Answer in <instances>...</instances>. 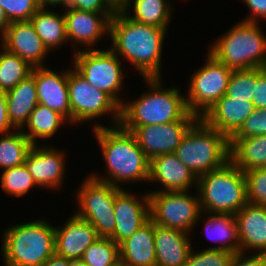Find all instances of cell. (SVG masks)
I'll return each mask as SVG.
<instances>
[{
  "label": "cell",
  "instance_id": "16",
  "mask_svg": "<svg viewBox=\"0 0 266 266\" xmlns=\"http://www.w3.org/2000/svg\"><path fill=\"white\" fill-rule=\"evenodd\" d=\"M33 145L25 158V166L38 187L59 189L65 175L64 151L53 146Z\"/></svg>",
  "mask_w": 266,
  "mask_h": 266
},
{
  "label": "cell",
  "instance_id": "38",
  "mask_svg": "<svg viewBox=\"0 0 266 266\" xmlns=\"http://www.w3.org/2000/svg\"><path fill=\"white\" fill-rule=\"evenodd\" d=\"M0 7L10 23L31 20L40 9L38 0H0Z\"/></svg>",
  "mask_w": 266,
  "mask_h": 266
},
{
  "label": "cell",
  "instance_id": "42",
  "mask_svg": "<svg viewBox=\"0 0 266 266\" xmlns=\"http://www.w3.org/2000/svg\"><path fill=\"white\" fill-rule=\"evenodd\" d=\"M229 266H266V255L252 254L247 257L245 253H235Z\"/></svg>",
  "mask_w": 266,
  "mask_h": 266
},
{
  "label": "cell",
  "instance_id": "26",
  "mask_svg": "<svg viewBox=\"0 0 266 266\" xmlns=\"http://www.w3.org/2000/svg\"><path fill=\"white\" fill-rule=\"evenodd\" d=\"M230 160L243 172L266 167V135L230 139Z\"/></svg>",
  "mask_w": 266,
  "mask_h": 266
},
{
  "label": "cell",
  "instance_id": "18",
  "mask_svg": "<svg viewBox=\"0 0 266 266\" xmlns=\"http://www.w3.org/2000/svg\"><path fill=\"white\" fill-rule=\"evenodd\" d=\"M68 73L55 72L49 67H33L38 103L59 112L71 124V107L68 94Z\"/></svg>",
  "mask_w": 266,
  "mask_h": 266
},
{
  "label": "cell",
  "instance_id": "45",
  "mask_svg": "<svg viewBox=\"0 0 266 266\" xmlns=\"http://www.w3.org/2000/svg\"><path fill=\"white\" fill-rule=\"evenodd\" d=\"M69 259L54 254L40 266H68Z\"/></svg>",
  "mask_w": 266,
  "mask_h": 266
},
{
  "label": "cell",
  "instance_id": "21",
  "mask_svg": "<svg viewBox=\"0 0 266 266\" xmlns=\"http://www.w3.org/2000/svg\"><path fill=\"white\" fill-rule=\"evenodd\" d=\"M254 110L252 102L224 95L201 119L230 139Z\"/></svg>",
  "mask_w": 266,
  "mask_h": 266
},
{
  "label": "cell",
  "instance_id": "37",
  "mask_svg": "<svg viewBox=\"0 0 266 266\" xmlns=\"http://www.w3.org/2000/svg\"><path fill=\"white\" fill-rule=\"evenodd\" d=\"M193 251L192 249L183 266H229L234 256L232 252L218 249H204L196 253Z\"/></svg>",
  "mask_w": 266,
  "mask_h": 266
},
{
  "label": "cell",
  "instance_id": "3",
  "mask_svg": "<svg viewBox=\"0 0 266 266\" xmlns=\"http://www.w3.org/2000/svg\"><path fill=\"white\" fill-rule=\"evenodd\" d=\"M144 80L150 91L141 94L132 102L125 101L122 104L119 123L121 127L161 125L198 119L187 110L185 96L179 89L164 88L161 78H144Z\"/></svg>",
  "mask_w": 266,
  "mask_h": 266
},
{
  "label": "cell",
  "instance_id": "31",
  "mask_svg": "<svg viewBox=\"0 0 266 266\" xmlns=\"http://www.w3.org/2000/svg\"><path fill=\"white\" fill-rule=\"evenodd\" d=\"M0 137V168L2 170L21 166L33 144L22 130L2 133Z\"/></svg>",
  "mask_w": 266,
  "mask_h": 266
},
{
  "label": "cell",
  "instance_id": "29",
  "mask_svg": "<svg viewBox=\"0 0 266 266\" xmlns=\"http://www.w3.org/2000/svg\"><path fill=\"white\" fill-rule=\"evenodd\" d=\"M132 2V3H131ZM166 0H130L122 10L131 20L141 24L152 25L158 28L168 29L171 20L172 6ZM133 4V7H130ZM130 8H134V14L129 16Z\"/></svg>",
  "mask_w": 266,
  "mask_h": 266
},
{
  "label": "cell",
  "instance_id": "2",
  "mask_svg": "<svg viewBox=\"0 0 266 266\" xmlns=\"http://www.w3.org/2000/svg\"><path fill=\"white\" fill-rule=\"evenodd\" d=\"M111 127L98 123L93 127L108 177L97 173L90 176L119 188H122L120 185L123 182L148 181L150 160L139 147L135 136L120 125Z\"/></svg>",
  "mask_w": 266,
  "mask_h": 266
},
{
  "label": "cell",
  "instance_id": "6",
  "mask_svg": "<svg viewBox=\"0 0 266 266\" xmlns=\"http://www.w3.org/2000/svg\"><path fill=\"white\" fill-rule=\"evenodd\" d=\"M174 154L198 178L221 168L230 160V139L198 118Z\"/></svg>",
  "mask_w": 266,
  "mask_h": 266
},
{
  "label": "cell",
  "instance_id": "14",
  "mask_svg": "<svg viewBox=\"0 0 266 266\" xmlns=\"http://www.w3.org/2000/svg\"><path fill=\"white\" fill-rule=\"evenodd\" d=\"M114 213L116 224L109 238L120 245L150 220L148 192L138 199L121 188L115 196Z\"/></svg>",
  "mask_w": 266,
  "mask_h": 266
},
{
  "label": "cell",
  "instance_id": "40",
  "mask_svg": "<svg viewBox=\"0 0 266 266\" xmlns=\"http://www.w3.org/2000/svg\"><path fill=\"white\" fill-rule=\"evenodd\" d=\"M69 8L97 13H115L106 0H69Z\"/></svg>",
  "mask_w": 266,
  "mask_h": 266
},
{
  "label": "cell",
  "instance_id": "36",
  "mask_svg": "<svg viewBox=\"0 0 266 266\" xmlns=\"http://www.w3.org/2000/svg\"><path fill=\"white\" fill-rule=\"evenodd\" d=\"M247 202L266 206V167L244 172Z\"/></svg>",
  "mask_w": 266,
  "mask_h": 266
},
{
  "label": "cell",
  "instance_id": "11",
  "mask_svg": "<svg viewBox=\"0 0 266 266\" xmlns=\"http://www.w3.org/2000/svg\"><path fill=\"white\" fill-rule=\"evenodd\" d=\"M205 64L191 76L187 110L201 118L227 91L232 70L207 53Z\"/></svg>",
  "mask_w": 266,
  "mask_h": 266
},
{
  "label": "cell",
  "instance_id": "23",
  "mask_svg": "<svg viewBox=\"0 0 266 266\" xmlns=\"http://www.w3.org/2000/svg\"><path fill=\"white\" fill-rule=\"evenodd\" d=\"M190 234L155 224L156 266H183L192 251Z\"/></svg>",
  "mask_w": 266,
  "mask_h": 266
},
{
  "label": "cell",
  "instance_id": "13",
  "mask_svg": "<svg viewBox=\"0 0 266 266\" xmlns=\"http://www.w3.org/2000/svg\"><path fill=\"white\" fill-rule=\"evenodd\" d=\"M195 121H175L161 125L122 127L131 132L146 157L152 158L174 153L181 139Z\"/></svg>",
  "mask_w": 266,
  "mask_h": 266
},
{
  "label": "cell",
  "instance_id": "47",
  "mask_svg": "<svg viewBox=\"0 0 266 266\" xmlns=\"http://www.w3.org/2000/svg\"><path fill=\"white\" fill-rule=\"evenodd\" d=\"M10 25V21L6 17L4 10L0 7V39L5 35L7 28Z\"/></svg>",
  "mask_w": 266,
  "mask_h": 266
},
{
  "label": "cell",
  "instance_id": "12",
  "mask_svg": "<svg viewBox=\"0 0 266 266\" xmlns=\"http://www.w3.org/2000/svg\"><path fill=\"white\" fill-rule=\"evenodd\" d=\"M71 123H83L112 114L114 126L120 123V106L105 92L91 86L74 68L68 73Z\"/></svg>",
  "mask_w": 266,
  "mask_h": 266
},
{
  "label": "cell",
  "instance_id": "34",
  "mask_svg": "<svg viewBox=\"0 0 266 266\" xmlns=\"http://www.w3.org/2000/svg\"><path fill=\"white\" fill-rule=\"evenodd\" d=\"M0 177L2 190L12 196H24L38 187L25 164L3 170Z\"/></svg>",
  "mask_w": 266,
  "mask_h": 266
},
{
  "label": "cell",
  "instance_id": "15",
  "mask_svg": "<svg viewBox=\"0 0 266 266\" xmlns=\"http://www.w3.org/2000/svg\"><path fill=\"white\" fill-rule=\"evenodd\" d=\"M65 23L68 41L72 44H83L85 50L94 49L101 37L110 33V20L115 13H97L65 8ZM74 41V42H72Z\"/></svg>",
  "mask_w": 266,
  "mask_h": 266
},
{
  "label": "cell",
  "instance_id": "5",
  "mask_svg": "<svg viewBox=\"0 0 266 266\" xmlns=\"http://www.w3.org/2000/svg\"><path fill=\"white\" fill-rule=\"evenodd\" d=\"M259 24L237 22L211 44L208 53L232 71L266 68V36Z\"/></svg>",
  "mask_w": 266,
  "mask_h": 266
},
{
  "label": "cell",
  "instance_id": "43",
  "mask_svg": "<svg viewBox=\"0 0 266 266\" xmlns=\"http://www.w3.org/2000/svg\"><path fill=\"white\" fill-rule=\"evenodd\" d=\"M247 7L251 10L250 14L243 21L258 22L261 19H266V0H243ZM259 18V19H258Z\"/></svg>",
  "mask_w": 266,
  "mask_h": 266
},
{
  "label": "cell",
  "instance_id": "30",
  "mask_svg": "<svg viewBox=\"0 0 266 266\" xmlns=\"http://www.w3.org/2000/svg\"><path fill=\"white\" fill-rule=\"evenodd\" d=\"M65 122L68 123L69 121L59 112L38 104L31 112L25 124L26 127L28 126L29 131L26 132V130H22V132L33 145H37L38 138H51Z\"/></svg>",
  "mask_w": 266,
  "mask_h": 266
},
{
  "label": "cell",
  "instance_id": "25",
  "mask_svg": "<svg viewBox=\"0 0 266 266\" xmlns=\"http://www.w3.org/2000/svg\"><path fill=\"white\" fill-rule=\"evenodd\" d=\"M8 118L12 126L23 130L31 112L39 104L35 78L30 74L6 92Z\"/></svg>",
  "mask_w": 266,
  "mask_h": 266
},
{
  "label": "cell",
  "instance_id": "7",
  "mask_svg": "<svg viewBox=\"0 0 266 266\" xmlns=\"http://www.w3.org/2000/svg\"><path fill=\"white\" fill-rule=\"evenodd\" d=\"M201 208L207 214H236L247 203L244 172L231 160L198 177Z\"/></svg>",
  "mask_w": 266,
  "mask_h": 266
},
{
  "label": "cell",
  "instance_id": "49",
  "mask_svg": "<svg viewBox=\"0 0 266 266\" xmlns=\"http://www.w3.org/2000/svg\"><path fill=\"white\" fill-rule=\"evenodd\" d=\"M68 266H86L81 259H69Z\"/></svg>",
  "mask_w": 266,
  "mask_h": 266
},
{
  "label": "cell",
  "instance_id": "17",
  "mask_svg": "<svg viewBox=\"0 0 266 266\" xmlns=\"http://www.w3.org/2000/svg\"><path fill=\"white\" fill-rule=\"evenodd\" d=\"M0 41L1 47L18 55L32 67L44 66L43 61L50 53L30 20L11 22Z\"/></svg>",
  "mask_w": 266,
  "mask_h": 266
},
{
  "label": "cell",
  "instance_id": "22",
  "mask_svg": "<svg viewBox=\"0 0 266 266\" xmlns=\"http://www.w3.org/2000/svg\"><path fill=\"white\" fill-rule=\"evenodd\" d=\"M240 241V253L258 250L266 255V206L246 203L234 214Z\"/></svg>",
  "mask_w": 266,
  "mask_h": 266
},
{
  "label": "cell",
  "instance_id": "28",
  "mask_svg": "<svg viewBox=\"0 0 266 266\" xmlns=\"http://www.w3.org/2000/svg\"><path fill=\"white\" fill-rule=\"evenodd\" d=\"M205 222V234L213 241L220 242L219 246L206 249L225 250L232 253L240 252V241L234 215L210 214Z\"/></svg>",
  "mask_w": 266,
  "mask_h": 266
},
{
  "label": "cell",
  "instance_id": "19",
  "mask_svg": "<svg viewBox=\"0 0 266 266\" xmlns=\"http://www.w3.org/2000/svg\"><path fill=\"white\" fill-rule=\"evenodd\" d=\"M160 183L163 189L158 192L197 190L198 178L182 163L174 153L159 155L150 160L148 183Z\"/></svg>",
  "mask_w": 266,
  "mask_h": 266
},
{
  "label": "cell",
  "instance_id": "4",
  "mask_svg": "<svg viewBox=\"0 0 266 266\" xmlns=\"http://www.w3.org/2000/svg\"><path fill=\"white\" fill-rule=\"evenodd\" d=\"M3 233L4 266H40L55 254V226L48 221L17 224Z\"/></svg>",
  "mask_w": 266,
  "mask_h": 266
},
{
  "label": "cell",
  "instance_id": "27",
  "mask_svg": "<svg viewBox=\"0 0 266 266\" xmlns=\"http://www.w3.org/2000/svg\"><path fill=\"white\" fill-rule=\"evenodd\" d=\"M52 11V9L40 8L30 20L50 52L68 41L64 14L59 15Z\"/></svg>",
  "mask_w": 266,
  "mask_h": 266
},
{
  "label": "cell",
  "instance_id": "8",
  "mask_svg": "<svg viewBox=\"0 0 266 266\" xmlns=\"http://www.w3.org/2000/svg\"><path fill=\"white\" fill-rule=\"evenodd\" d=\"M74 50V69L93 87L108 94L120 107L124 72L121 59L110 49ZM76 51V52H75ZM118 94V95H117ZM123 100V101H122Z\"/></svg>",
  "mask_w": 266,
  "mask_h": 266
},
{
  "label": "cell",
  "instance_id": "39",
  "mask_svg": "<svg viewBox=\"0 0 266 266\" xmlns=\"http://www.w3.org/2000/svg\"><path fill=\"white\" fill-rule=\"evenodd\" d=\"M266 135V108L255 109L230 139Z\"/></svg>",
  "mask_w": 266,
  "mask_h": 266
},
{
  "label": "cell",
  "instance_id": "33",
  "mask_svg": "<svg viewBox=\"0 0 266 266\" xmlns=\"http://www.w3.org/2000/svg\"><path fill=\"white\" fill-rule=\"evenodd\" d=\"M86 266H120L119 245L109 237L93 242L81 258Z\"/></svg>",
  "mask_w": 266,
  "mask_h": 266
},
{
  "label": "cell",
  "instance_id": "10",
  "mask_svg": "<svg viewBox=\"0 0 266 266\" xmlns=\"http://www.w3.org/2000/svg\"><path fill=\"white\" fill-rule=\"evenodd\" d=\"M120 189L89 176L77 191L79 210L75 214L91 223L100 237H110L114 233V203Z\"/></svg>",
  "mask_w": 266,
  "mask_h": 266
},
{
  "label": "cell",
  "instance_id": "44",
  "mask_svg": "<svg viewBox=\"0 0 266 266\" xmlns=\"http://www.w3.org/2000/svg\"><path fill=\"white\" fill-rule=\"evenodd\" d=\"M14 127L8 118L6 91L0 90V134L13 131Z\"/></svg>",
  "mask_w": 266,
  "mask_h": 266
},
{
  "label": "cell",
  "instance_id": "32",
  "mask_svg": "<svg viewBox=\"0 0 266 266\" xmlns=\"http://www.w3.org/2000/svg\"><path fill=\"white\" fill-rule=\"evenodd\" d=\"M2 50L0 51V90L7 92L27 78L33 67L18 55L10 53L3 47Z\"/></svg>",
  "mask_w": 266,
  "mask_h": 266
},
{
  "label": "cell",
  "instance_id": "24",
  "mask_svg": "<svg viewBox=\"0 0 266 266\" xmlns=\"http://www.w3.org/2000/svg\"><path fill=\"white\" fill-rule=\"evenodd\" d=\"M155 224L149 220L119 245L120 266H156Z\"/></svg>",
  "mask_w": 266,
  "mask_h": 266
},
{
  "label": "cell",
  "instance_id": "41",
  "mask_svg": "<svg viewBox=\"0 0 266 266\" xmlns=\"http://www.w3.org/2000/svg\"><path fill=\"white\" fill-rule=\"evenodd\" d=\"M252 103L255 109L266 108V68H256V86Z\"/></svg>",
  "mask_w": 266,
  "mask_h": 266
},
{
  "label": "cell",
  "instance_id": "9",
  "mask_svg": "<svg viewBox=\"0 0 266 266\" xmlns=\"http://www.w3.org/2000/svg\"><path fill=\"white\" fill-rule=\"evenodd\" d=\"M196 195L188 191H150V220L162 227L192 232L203 213L199 194Z\"/></svg>",
  "mask_w": 266,
  "mask_h": 266
},
{
  "label": "cell",
  "instance_id": "46",
  "mask_svg": "<svg viewBox=\"0 0 266 266\" xmlns=\"http://www.w3.org/2000/svg\"><path fill=\"white\" fill-rule=\"evenodd\" d=\"M69 0H38V4L40 6V8H48L49 6H58L63 5L64 8H66L68 6Z\"/></svg>",
  "mask_w": 266,
  "mask_h": 266
},
{
  "label": "cell",
  "instance_id": "1",
  "mask_svg": "<svg viewBox=\"0 0 266 266\" xmlns=\"http://www.w3.org/2000/svg\"><path fill=\"white\" fill-rule=\"evenodd\" d=\"M167 29L131 20L116 11L110 20V49L130 62L143 78H161V55Z\"/></svg>",
  "mask_w": 266,
  "mask_h": 266
},
{
  "label": "cell",
  "instance_id": "20",
  "mask_svg": "<svg viewBox=\"0 0 266 266\" xmlns=\"http://www.w3.org/2000/svg\"><path fill=\"white\" fill-rule=\"evenodd\" d=\"M100 236L87 220L76 214L63 227H55V254L68 259H81L84 251Z\"/></svg>",
  "mask_w": 266,
  "mask_h": 266
},
{
  "label": "cell",
  "instance_id": "48",
  "mask_svg": "<svg viewBox=\"0 0 266 266\" xmlns=\"http://www.w3.org/2000/svg\"><path fill=\"white\" fill-rule=\"evenodd\" d=\"M115 11H122L130 0H106Z\"/></svg>",
  "mask_w": 266,
  "mask_h": 266
},
{
  "label": "cell",
  "instance_id": "35",
  "mask_svg": "<svg viewBox=\"0 0 266 266\" xmlns=\"http://www.w3.org/2000/svg\"><path fill=\"white\" fill-rule=\"evenodd\" d=\"M256 86V68L234 70L229 79L226 94L233 99H244L252 102Z\"/></svg>",
  "mask_w": 266,
  "mask_h": 266
}]
</instances>
